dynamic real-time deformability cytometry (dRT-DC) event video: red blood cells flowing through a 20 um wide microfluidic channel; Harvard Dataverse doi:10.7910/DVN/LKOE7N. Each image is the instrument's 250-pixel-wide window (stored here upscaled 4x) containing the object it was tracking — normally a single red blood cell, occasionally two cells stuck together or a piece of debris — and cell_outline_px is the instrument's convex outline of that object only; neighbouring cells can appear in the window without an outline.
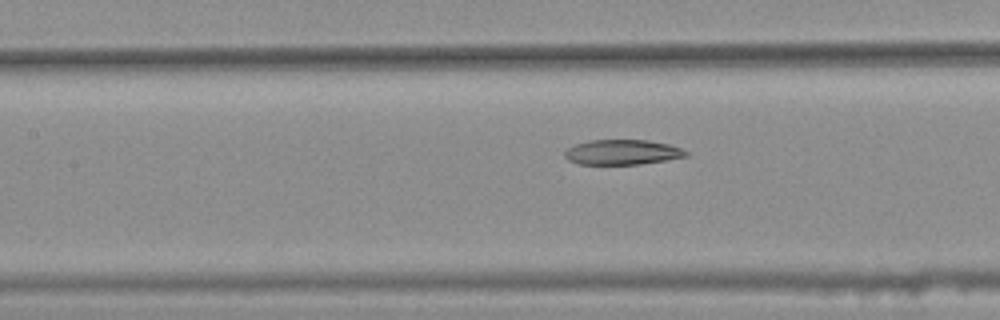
{"species": "common noctule bat (a hibernating species)", "species_latin": "Nyctalus noctula", "temperature_condition": "warm", "stored_images_in_passage": 48, "segment_of_instrument_passage": [2, 2], "camera_frame_rate_fps": 3000, "um_per_image_px": 0.085, "animal": {"sex": "female", "body_mass_g": 25.1}, "frame": {"image": 1, "passage_image": 24, "time_ms": 7.667, "image_size_px": [1000, 320], "cell_outline_px": [[688, 156], [640, 164], [580, 164], [568, 160], [564, 156], [564, 152], [568, 148], [576, 144], [592, 140], [648, 140], [668, 144], [680, 148], [688, 152]], "centroid_in_image_um": [52.89, 12.93], "position_along_channel_um": 154.5, "area_um2": 17.51}}
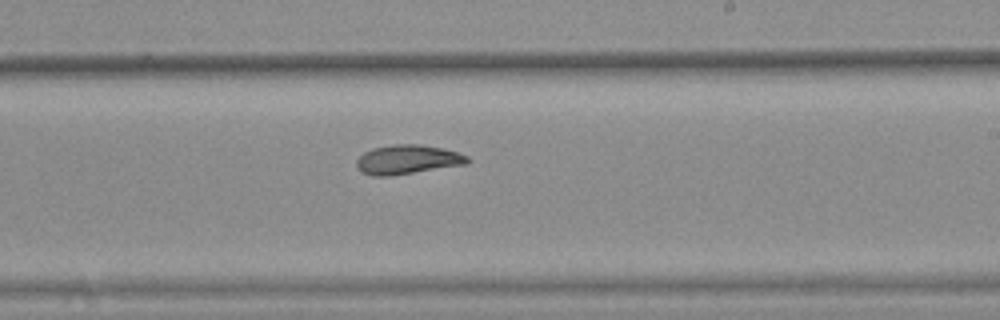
{"frame": {"image": 2, "passage_image": 32, "time_ms": 10.333, "image_size_px": [1000, 320], "cell_outline_px": [[468, 164], [388, 176], [372, 176], [360, 172], [356, 164], [356, 160], [364, 152], [372, 148], [396, 144], [420, 144], [444, 148], [468, 156]], "centroid_in_image_um": [34.61, 13.56], "position_along_channel_um": 254.4, "area_um2": 18.9}}
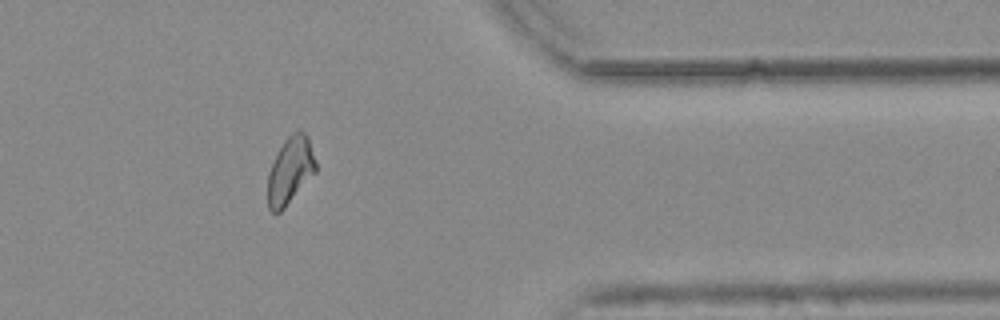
{"frame": {"image": 3, "passage_image": 44, "time_ms": 14.333, "image_size_px": [1000, 320], "cell_outline_px": [[316, 172], [284, 208], [280, 212], [272, 212], [268, 208], [268, 172], [284, 140], [296, 128], [300, 128], [308, 136], [316, 160]], "centroid_in_image_um": [24.69, 14.45], "position_along_channel_um": 386.7, "area_um2": 18.79}}